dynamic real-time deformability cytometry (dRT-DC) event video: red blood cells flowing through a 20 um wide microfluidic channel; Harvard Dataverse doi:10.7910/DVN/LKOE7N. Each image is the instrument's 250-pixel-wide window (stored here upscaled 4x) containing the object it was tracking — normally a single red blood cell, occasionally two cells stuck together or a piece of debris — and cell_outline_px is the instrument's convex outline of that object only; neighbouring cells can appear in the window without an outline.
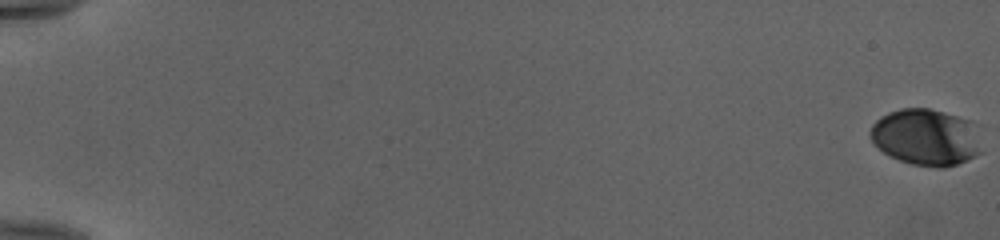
{"species": "human", "species_latin": "Homo sapiens", "temperature_condition": "cold", "stored_images_in_passage": 55, "camera_frame_rate_fps": 3000, "um_per_image_px": 0.085, "donor": {"sex": "female"}, "frame": {"image": 1, "passage_image": 1, "time_ms": 0.0, "image_size_px": [1000, 240], "cell_outline_px": [[984, 152], [968, 160], [944, 168], [940, 168], [912, 164], [900, 160], [884, 152], [872, 144], [868, 136], [868, 132], [872, 124], [880, 116], [888, 112], [900, 108], [928, 108], [944, 112], [972, 120], [984, 124]], "centroid_in_image_um": [78.85, 11.64], "position_along_channel_um": 6.2, "area_um2": 38.49}}
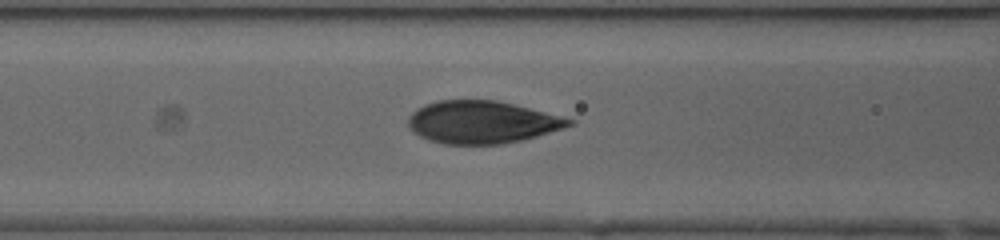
{"frame": {"image": 2, "passage_image": 26, "time_ms": 8.333, "image_size_px": [1000, 240], "cell_outline_px": [[576, 124], [564, 128], [536, 136], [520, 140], [500, 144], [444, 144], [428, 140], [420, 136], [408, 124], [408, 116], [416, 108], [424, 104], [436, 100], [496, 100], [576, 120]], "centroid_in_image_um": [40.95, 10.38], "position_along_channel_um": 125.6, "area_um2": 39.65}}
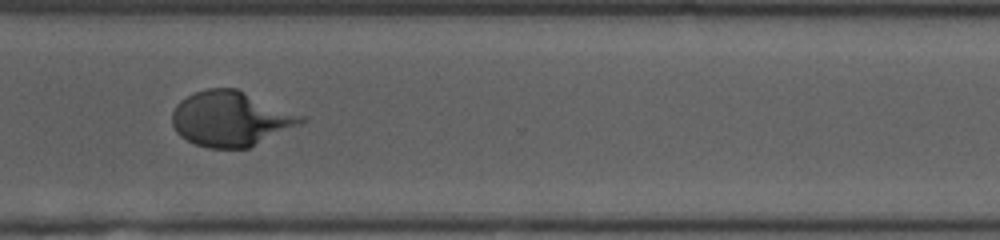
{"frame": {"image": 3, "passage_image": 43, "time_ms": 14.0, "image_size_px": [1000, 240], "cell_outline_px": [[308, 120], [300, 124], [248, 148], [208, 148], [196, 144], [180, 136], [176, 132], [172, 124], [172, 112], [176, 104], [180, 100], [196, 92], [208, 88], [236, 88], [304, 116]], "centroid_in_image_um": [19.59, 10.09], "position_along_channel_um": 351.0, "area_um2": 41.04}, "authors_computed_cell_mechanics": {"area_um2": 39.6508, "velocity_mm_per_s": 3.9811, "shape_relaxation_time_tau1_ms": 5.0109, "shape_relaxation_time_tau2_ms": null, "deformation_change_tau1": 0.2153, "deformation_change_tau2": null}}